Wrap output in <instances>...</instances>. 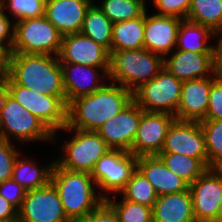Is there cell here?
Masks as SVG:
<instances>
[{
	"label": "cell",
	"mask_w": 222,
	"mask_h": 222,
	"mask_svg": "<svg viewBox=\"0 0 222 222\" xmlns=\"http://www.w3.org/2000/svg\"><path fill=\"white\" fill-rule=\"evenodd\" d=\"M200 126L205 136L208 167L222 168V120H202Z\"/></svg>",
	"instance_id": "cell-32"
},
{
	"label": "cell",
	"mask_w": 222,
	"mask_h": 222,
	"mask_svg": "<svg viewBox=\"0 0 222 222\" xmlns=\"http://www.w3.org/2000/svg\"><path fill=\"white\" fill-rule=\"evenodd\" d=\"M13 26L14 42L10 54L59 56L63 35L45 16L19 20Z\"/></svg>",
	"instance_id": "cell-6"
},
{
	"label": "cell",
	"mask_w": 222,
	"mask_h": 222,
	"mask_svg": "<svg viewBox=\"0 0 222 222\" xmlns=\"http://www.w3.org/2000/svg\"><path fill=\"white\" fill-rule=\"evenodd\" d=\"M220 41L214 48V75L215 78L222 82V33Z\"/></svg>",
	"instance_id": "cell-42"
},
{
	"label": "cell",
	"mask_w": 222,
	"mask_h": 222,
	"mask_svg": "<svg viewBox=\"0 0 222 222\" xmlns=\"http://www.w3.org/2000/svg\"><path fill=\"white\" fill-rule=\"evenodd\" d=\"M143 39L144 13L140 17L112 25V51L142 49Z\"/></svg>",
	"instance_id": "cell-25"
},
{
	"label": "cell",
	"mask_w": 222,
	"mask_h": 222,
	"mask_svg": "<svg viewBox=\"0 0 222 222\" xmlns=\"http://www.w3.org/2000/svg\"><path fill=\"white\" fill-rule=\"evenodd\" d=\"M20 152H18L11 141L0 137V183L11 179L13 165Z\"/></svg>",
	"instance_id": "cell-35"
},
{
	"label": "cell",
	"mask_w": 222,
	"mask_h": 222,
	"mask_svg": "<svg viewBox=\"0 0 222 222\" xmlns=\"http://www.w3.org/2000/svg\"><path fill=\"white\" fill-rule=\"evenodd\" d=\"M99 9L113 24L140 17L147 11L144 0H103Z\"/></svg>",
	"instance_id": "cell-30"
},
{
	"label": "cell",
	"mask_w": 222,
	"mask_h": 222,
	"mask_svg": "<svg viewBox=\"0 0 222 222\" xmlns=\"http://www.w3.org/2000/svg\"><path fill=\"white\" fill-rule=\"evenodd\" d=\"M132 101V91L115 83L105 84L94 93L78 97L68 104L67 126L70 129L97 131Z\"/></svg>",
	"instance_id": "cell-1"
},
{
	"label": "cell",
	"mask_w": 222,
	"mask_h": 222,
	"mask_svg": "<svg viewBox=\"0 0 222 222\" xmlns=\"http://www.w3.org/2000/svg\"><path fill=\"white\" fill-rule=\"evenodd\" d=\"M60 63H74L79 65L98 67L103 77H108L110 66V51L91 38L81 33L67 34L62 38Z\"/></svg>",
	"instance_id": "cell-13"
},
{
	"label": "cell",
	"mask_w": 222,
	"mask_h": 222,
	"mask_svg": "<svg viewBox=\"0 0 222 222\" xmlns=\"http://www.w3.org/2000/svg\"><path fill=\"white\" fill-rule=\"evenodd\" d=\"M161 153H176L198 160H208L200 122L175 119L167 131Z\"/></svg>",
	"instance_id": "cell-14"
},
{
	"label": "cell",
	"mask_w": 222,
	"mask_h": 222,
	"mask_svg": "<svg viewBox=\"0 0 222 222\" xmlns=\"http://www.w3.org/2000/svg\"><path fill=\"white\" fill-rule=\"evenodd\" d=\"M60 65L63 73L67 105L72 100L90 95L105 85V83H98L100 77V74L97 72L98 70H96L98 67L74 63H60Z\"/></svg>",
	"instance_id": "cell-22"
},
{
	"label": "cell",
	"mask_w": 222,
	"mask_h": 222,
	"mask_svg": "<svg viewBox=\"0 0 222 222\" xmlns=\"http://www.w3.org/2000/svg\"><path fill=\"white\" fill-rule=\"evenodd\" d=\"M152 216L153 222H196L190 190L158 196Z\"/></svg>",
	"instance_id": "cell-23"
},
{
	"label": "cell",
	"mask_w": 222,
	"mask_h": 222,
	"mask_svg": "<svg viewBox=\"0 0 222 222\" xmlns=\"http://www.w3.org/2000/svg\"><path fill=\"white\" fill-rule=\"evenodd\" d=\"M189 190L196 222H217L222 199V171L208 168L189 185Z\"/></svg>",
	"instance_id": "cell-12"
},
{
	"label": "cell",
	"mask_w": 222,
	"mask_h": 222,
	"mask_svg": "<svg viewBox=\"0 0 222 222\" xmlns=\"http://www.w3.org/2000/svg\"><path fill=\"white\" fill-rule=\"evenodd\" d=\"M217 36L209 27L183 19L181 21L176 47L180 51L214 53L215 46L207 45L209 36Z\"/></svg>",
	"instance_id": "cell-24"
},
{
	"label": "cell",
	"mask_w": 222,
	"mask_h": 222,
	"mask_svg": "<svg viewBox=\"0 0 222 222\" xmlns=\"http://www.w3.org/2000/svg\"><path fill=\"white\" fill-rule=\"evenodd\" d=\"M146 14L145 11L143 48L164 58L176 46L178 30L183 19Z\"/></svg>",
	"instance_id": "cell-17"
},
{
	"label": "cell",
	"mask_w": 222,
	"mask_h": 222,
	"mask_svg": "<svg viewBox=\"0 0 222 222\" xmlns=\"http://www.w3.org/2000/svg\"><path fill=\"white\" fill-rule=\"evenodd\" d=\"M105 200L113 207L119 222H153L152 208L122 198V202L106 197Z\"/></svg>",
	"instance_id": "cell-33"
},
{
	"label": "cell",
	"mask_w": 222,
	"mask_h": 222,
	"mask_svg": "<svg viewBox=\"0 0 222 222\" xmlns=\"http://www.w3.org/2000/svg\"><path fill=\"white\" fill-rule=\"evenodd\" d=\"M187 20L222 33V0H192Z\"/></svg>",
	"instance_id": "cell-29"
},
{
	"label": "cell",
	"mask_w": 222,
	"mask_h": 222,
	"mask_svg": "<svg viewBox=\"0 0 222 222\" xmlns=\"http://www.w3.org/2000/svg\"><path fill=\"white\" fill-rule=\"evenodd\" d=\"M0 222H18V211L1 195Z\"/></svg>",
	"instance_id": "cell-41"
},
{
	"label": "cell",
	"mask_w": 222,
	"mask_h": 222,
	"mask_svg": "<svg viewBox=\"0 0 222 222\" xmlns=\"http://www.w3.org/2000/svg\"><path fill=\"white\" fill-rule=\"evenodd\" d=\"M112 25L109 18L95 4L87 9L81 34L91 38L94 42L101 44L112 51Z\"/></svg>",
	"instance_id": "cell-27"
},
{
	"label": "cell",
	"mask_w": 222,
	"mask_h": 222,
	"mask_svg": "<svg viewBox=\"0 0 222 222\" xmlns=\"http://www.w3.org/2000/svg\"><path fill=\"white\" fill-rule=\"evenodd\" d=\"M214 76V77H213ZM182 81V90L175 119L200 122L205 119L209 105V92L215 75Z\"/></svg>",
	"instance_id": "cell-18"
},
{
	"label": "cell",
	"mask_w": 222,
	"mask_h": 222,
	"mask_svg": "<svg viewBox=\"0 0 222 222\" xmlns=\"http://www.w3.org/2000/svg\"><path fill=\"white\" fill-rule=\"evenodd\" d=\"M158 156L175 175L189 185L209 168L208 160H198L176 153H159Z\"/></svg>",
	"instance_id": "cell-28"
},
{
	"label": "cell",
	"mask_w": 222,
	"mask_h": 222,
	"mask_svg": "<svg viewBox=\"0 0 222 222\" xmlns=\"http://www.w3.org/2000/svg\"><path fill=\"white\" fill-rule=\"evenodd\" d=\"M143 113L133 100L118 115L104 123L97 132L110 149L132 153V145Z\"/></svg>",
	"instance_id": "cell-15"
},
{
	"label": "cell",
	"mask_w": 222,
	"mask_h": 222,
	"mask_svg": "<svg viewBox=\"0 0 222 222\" xmlns=\"http://www.w3.org/2000/svg\"><path fill=\"white\" fill-rule=\"evenodd\" d=\"M51 183L56 188L63 210L71 222H78L93 211L107 196H96L91 173L69 171L54 164Z\"/></svg>",
	"instance_id": "cell-3"
},
{
	"label": "cell",
	"mask_w": 222,
	"mask_h": 222,
	"mask_svg": "<svg viewBox=\"0 0 222 222\" xmlns=\"http://www.w3.org/2000/svg\"><path fill=\"white\" fill-rule=\"evenodd\" d=\"M63 129L74 130L75 136L63 146L66 153L63 155L64 157L55 160V162L61 168L69 171L91 173L96 162L110 148L97 131L70 129L68 126Z\"/></svg>",
	"instance_id": "cell-9"
},
{
	"label": "cell",
	"mask_w": 222,
	"mask_h": 222,
	"mask_svg": "<svg viewBox=\"0 0 222 222\" xmlns=\"http://www.w3.org/2000/svg\"><path fill=\"white\" fill-rule=\"evenodd\" d=\"M92 0H45L44 16L64 36L80 33Z\"/></svg>",
	"instance_id": "cell-19"
},
{
	"label": "cell",
	"mask_w": 222,
	"mask_h": 222,
	"mask_svg": "<svg viewBox=\"0 0 222 222\" xmlns=\"http://www.w3.org/2000/svg\"><path fill=\"white\" fill-rule=\"evenodd\" d=\"M4 7L0 6V44L11 53L14 42V32L11 33V30L14 31V26L12 27L9 17L4 12Z\"/></svg>",
	"instance_id": "cell-40"
},
{
	"label": "cell",
	"mask_w": 222,
	"mask_h": 222,
	"mask_svg": "<svg viewBox=\"0 0 222 222\" xmlns=\"http://www.w3.org/2000/svg\"><path fill=\"white\" fill-rule=\"evenodd\" d=\"M78 222H119L113 207L104 199L93 211Z\"/></svg>",
	"instance_id": "cell-39"
},
{
	"label": "cell",
	"mask_w": 222,
	"mask_h": 222,
	"mask_svg": "<svg viewBox=\"0 0 222 222\" xmlns=\"http://www.w3.org/2000/svg\"><path fill=\"white\" fill-rule=\"evenodd\" d=\"M7 76L42 95L66 97L58 56L10 54Z\"/></svg>",
	"instance_id": "cell-2"
},
{
	"label": "cell",
	"mask_w": 222,
	"mask_h": 222,
	"mask_svg": "<svg viewBox=\"0 0 222 222\" xmlns=\"http://www.w3.org/2000/svg\"><path fill=\"white\" fill-rule=\"evenodd\" d=\"M0 86L23 108L36 116L53 135L67 126L66 97L42 95L15 84L8 76L1 81Z\"/></svg>",
	"instance_id": "cell-5"
},
{
	"label": "cell",
	"mask_w": 222,
	"mask_h": 222,
	"mask_svg": "<svg viewBox=\"0 0 222 222\" xmlns=\"http://www.w3.org/2000/svg\"><path fill=\"white\" fill-rule=\"evenodd\" d=\"M19 155L13 165L11 179L21 185L27 191L44 187L51 182V174L55 164L44 166V168L37 167L35 162L30 160H21Z\"/></svg>",
	"instance_id": "cell-26"
},
{
	"label": "cell",
	"mask_w": 222,
	"mask_h": 222,
	"mask_svg": "<svg viewBox=\"0 0 222 222\" xmlns=\"http://www.w3.org/2000/svg\"><path fill=\"white\" fill-rule=\"evenodd\" d=\"M18 222H71L64 213L59 194L48 185L26 192L18 211Z\"/></svg>",
	"instance_id": "cell-11"
},
{
	"label": "cell",
	"mask_w": 222,
	"mask_h": 222,
	"mask_svg": "<svg viewBox=\"0 0 222 222\" xmlns=\"http://www.w3.org/2000/svg\"><path fill=\"white\" fill-rule=\"evenodd\" d=\"M6 0H0V6H4ZM6 7L16 21L27 18H39L44 16L45 0H7Z\"/></svg>",
	"instance_id": "cell-34"
},
{
	"label": "cell",
	"mask_w": 222,
	"mask_h": 222,
	"mask_svg": "<svg viewBox=\"0 0 222 222\" xmlns=\"http://www.w3.org/2000/svg\"><path fill=\"white\" fill-rule=\"evenodd\" d=\"M123 198L153 208L158 195L149 180L136 168L126 187L121 191Z\"/></svg>",
	"instance_id": "cell-31"
},
{
	"label": "cell",
	"mask_w": 222,
	"mask_h": 222,
	"mask_svg": "<svg viewBox=\"0 0 222 222\" xmlns=\"http://www.w3.org/2000/svg\"><path fill=\"white\" fill-rule=\"evenodd\" d=\"M181 90L182 81L163 67L157 76L133 92V100L144 112L169 113L175 116Z\"/></svg>",
	"instance_id": "cell-8"
},
{
	"label": "cell",
	"mask_w": 222,
	"mask_h": 222,
	"mask_svg": "<svg viewBox=\"0 0 222 222\" xmlns=\"http://www.w3.org/2000/svg\"><path fill=\"white\" fill-rule=\"evenodd\" d=\"M19 141L52 140L53 133L0 86V137Z\"/></svg>",
	"instance_id": "cell-7"
},
{
	"label": "cell",
	"mask_w": 222,
	"mask_h": 222,
	"mask_svg": "<svg viewBox=\"0 0 222 222\" xmlns=\"http://www.w3.org/2000/svg\"><path fill=\"white\" fill-rule=\"evenodd\" d=\"M163 67L164 58L145 48L111 51L108 79H113L134 92L143 83L157 76Z\"/></svg>",
	"instance_id": "cell-4"
},
{
	"label": "cell",
	"mask_w": 222,
	"mask_h": 222,
	"mask_svg": "<svg viewBox=\"0 0 222 222\" xmlns=\"http://www.w3.org/2000/svg\"><path fill=\"white\" fill-rule=\"evenodd\" d=\"M204 120H222V82L218 79L212 82Z\"/></svg>",
	"instance_id": "cell-38"
},
{
	"label": "cell",
	"mask_w": 222,
	"mask_h": 222,
	"mask_svg": "<svg viewBox=\"0 0 222 222\" xmlns=\"http://www.w3.org/2000/svg\"><path fill=\"white\" fill-rule=\"evenodd\" d=\"M164 68L181 81L210 77L208 76L210 72L214 74V53H197L177 49L169 59L164 57Z\"/></svg>",
	"instance_id": "cell-20"
},
{
	"label": "cell",
	"mask_w": 222,
	"mask_h": 222,
	"mask_svg": "<svg viewBox=\"0 0 222 222\" xmlns=\"http://www.w3.org/2000/svg\"><path fill=\"white\" fill-rule=\"evenodd\" d=\"M27 190L12 179L0 183V195L19 211L22 207Z\"/></svg>",
	"instance_id": "cell-37"
},
{
	"label": "cell",
	"mask_w": 222,
	"mask_h": 222,
	"mask_svg": "<svg viewBox=\"0 0 222 222\" xmlns=\"http://www.w3.org/2000/svg\"><path fill=\"white\" fill-rule=\"evenodd\" d=\"M136 168L137 157L131 152L110 149L96 162L91 176L96 187L121 193Z\"/></svg>",
	"instance_id": "cell-10"
},
{
	"label": "cell",
	"mask_w": 222,
	"mask_h": 222,
	"mask_svg": "<svg viewBox=\"0 0 222 222\" xmlns=\"http://www.w3.org/2000/svg\"><path fill=\"white\" fill-rule=\"evenodd\" d=\"M175 116L169 113L144 112L132 145L136 157L158 155L165 143L167 131Z\"/></svg>",
	"instance_id": "cell-16"
},
{
	"label": "cell",
	"mask_w": 222,
	"mask_h": 222,
	"mask_svg": "<svg viewBox=\"0 0 222 222\" xmlns=\"http://www.w3.org/2000/svg\"><path fill=\"white\" fill-rule=\"evenodd\" d=\"M217 222H222V199L218 208Z\"/></svg>",
	"instance_id": "cell-44"
},
{
	"label": "cell",
	"mask_w": 222,
	"mask_h": 222,
	"mask_svg": "<svg viewBox=\"0 0 222 222\" xmlns=\"http://www.w3.org/2000/svg\"><path fill=\"white\" fill-rule=\"evenodd\" d=\"M155 6L160 10L154 13L161 16L186 19L190 10L192 0H153Z\"/></svg>",
	"instance_id": "cell-36"
},
{
	"label": "cell",
	"mask_w": 222,
	"mask_h": 222,
	"mask_svg": "<svg viewBox=\"0 0 222 222\" xmlns=\"http://www.w3.org/2000/svg\"><path fill=\"white\" fill-rule=\"evenodd\" d=\"M10 53L0 44V83L7 76Z\"/></svg>",
	"instance_id": "cell-43"
},
{
	"label": "cell",
	"mask_w": 222,
	"mask_h": 222,
	"mask_svg": "<svg viewBox=\"0 0 222 222\" xmlns=\"http://www.w3.org/2000/svg\"><path fill=\"white\" fill-rule=\"evenodd\" d=\"M137 169L149 180L158 196L189 189V184L175 175L158 155L137 157Z\"/></svg>",
	"instance_id": "cell-21"
}]
</instances>
